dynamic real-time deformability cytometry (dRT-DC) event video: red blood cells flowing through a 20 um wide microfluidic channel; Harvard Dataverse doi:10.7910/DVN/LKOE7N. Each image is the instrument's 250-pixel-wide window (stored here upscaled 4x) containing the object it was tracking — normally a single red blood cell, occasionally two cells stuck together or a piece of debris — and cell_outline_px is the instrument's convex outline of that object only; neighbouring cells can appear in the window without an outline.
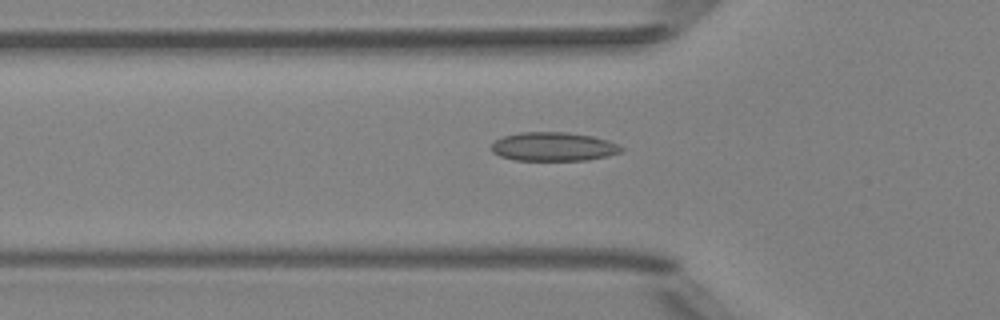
{"species": "Egyptian fruit bat (a non-hibernating species)", "species_latin": "Rousettus aegyptiacus", "temperature_condition": "room temperature", "stored_images_in_passage": 49, "camera_frame_rate_fps": 3000, "um_per_image_px": 0.085, "animal": {"sex": "female"}, "frame": {"image": 1, "passage_image": 17, "time_ms": 5.333, "image_size_px": [1000, 320], "cell_outline_px": [[624, 148], [620, 152], [608, 156], [588, 160], [516, 160], [500, 156], [492, 152], [492, 144], [496, 140], [504, 136], [520, 132], [568, 132], [592, 136], [608, 140]], "centroid_in_image_um": [47.05, 12.46], "position_along_channel_um": 78.7, "area_um2": 21.73}}
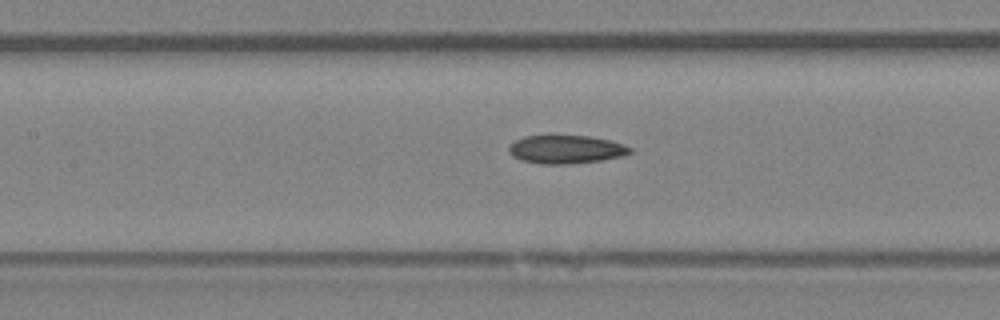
{"frame": {"image": 2, "passage_image": 23, "time_ms": 7.333, "image_size_px": [1000, 320], "cell_outline_px": [[632, 152], [624, 156], [600, 160], [568, 164], [540, 164], [520, 160], [512, 156], [508, 152], [508, 148], [516, 140], [524, 136], [548, 132], [588, 136], [612, 140], [624, 144], [632, 148]], "centroid_in_image_um": [48.08, 12.65], "position_along_channel_um": 159.3, "area_um2": 20.98}}
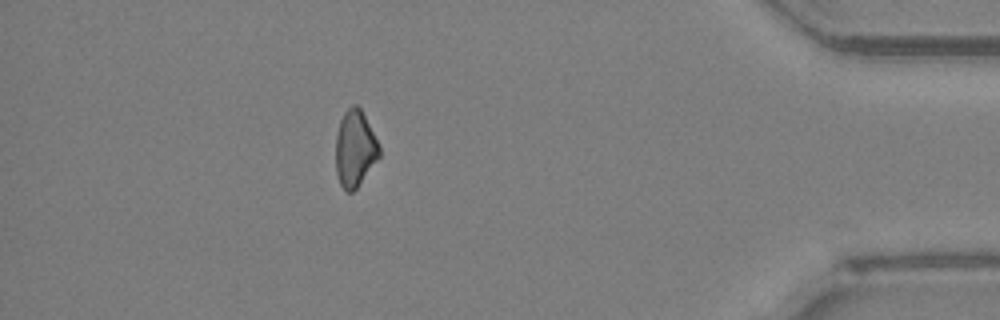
{"frame": {"image": 3, "passage_image": 45, "time_ms": 14.667, "image_size_px": [1000, 320], "cell_outline_px": [[380, 156], [356, 188], [352, 192], [344, 192], [340, 184], [336, 172], [336, 136], [340, 120], [344, 112], [352, 104], [356, 104], [360, 108], [380, 148]], "centroid_in_image_um": [30.14, 12.65], "position_along_channel_um": 405.1, "area_um2": 19.13}}